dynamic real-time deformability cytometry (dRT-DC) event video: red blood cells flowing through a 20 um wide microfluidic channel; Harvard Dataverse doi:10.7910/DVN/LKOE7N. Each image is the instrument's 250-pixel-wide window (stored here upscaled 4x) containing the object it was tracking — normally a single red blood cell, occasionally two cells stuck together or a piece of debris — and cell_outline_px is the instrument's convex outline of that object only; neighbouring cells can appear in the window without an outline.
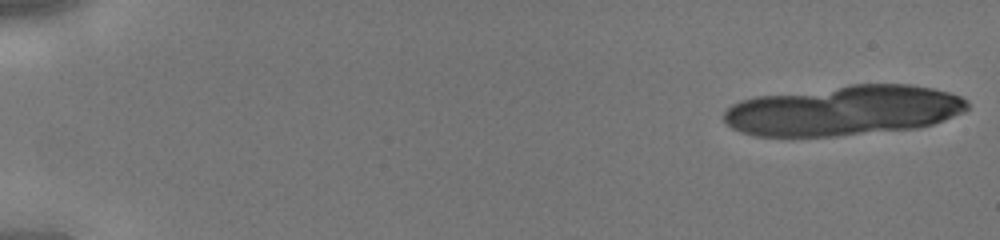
{"species": "human", "species_latin": "Homo sapiens", "temperature_condition": "cold", "stored_images_in_passage": 16, "camera_frame_rate_fps": 3000, "um_per_image_px": 0.085, "donor": {"sex": "male"}, "frame": {"image": 1, "passage_image": 1, "time_ms": 0.0, "image_size_px": [1000, 240], "cell_outline_px": [[968, 108], [964, 112], [944, 120], [920, 128], [836, 136], [752, 136], [740, 132], [732, 128], [724, 120], [724, 112], [732, 104], [740, 100], [756, 96], [848, 84], [912, 84], [932, 88], [948, 92], [960, 96], [968, 100]], "centroid_in_image_um": [71.72, 9.39], "position_along_channel_um": 13.3, "area_um2": 71.61}}
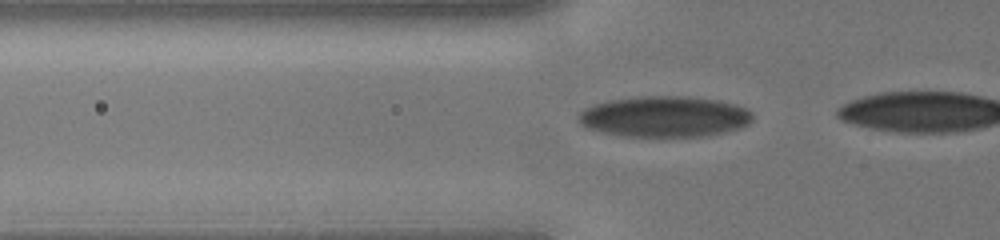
{"frame": {"image": 2, "passage_image": 13, "time_ms": 4.0, "image_size_px": [1000, 240], "cell_outline_px": [[752, 120], [748, 124], [740, 128], [708, 136], [620, 136], [588, 128], [580, 124], [576, 116], [584, 108], [592, 104], [608, 100], [636, 96], [688, 96], [716, 100], [748, 108], [752, 112]], "centroid_in_image_um": [56.46, 9.9], "position_along_channel_um": 69.3, "area_um2": 41.73}}